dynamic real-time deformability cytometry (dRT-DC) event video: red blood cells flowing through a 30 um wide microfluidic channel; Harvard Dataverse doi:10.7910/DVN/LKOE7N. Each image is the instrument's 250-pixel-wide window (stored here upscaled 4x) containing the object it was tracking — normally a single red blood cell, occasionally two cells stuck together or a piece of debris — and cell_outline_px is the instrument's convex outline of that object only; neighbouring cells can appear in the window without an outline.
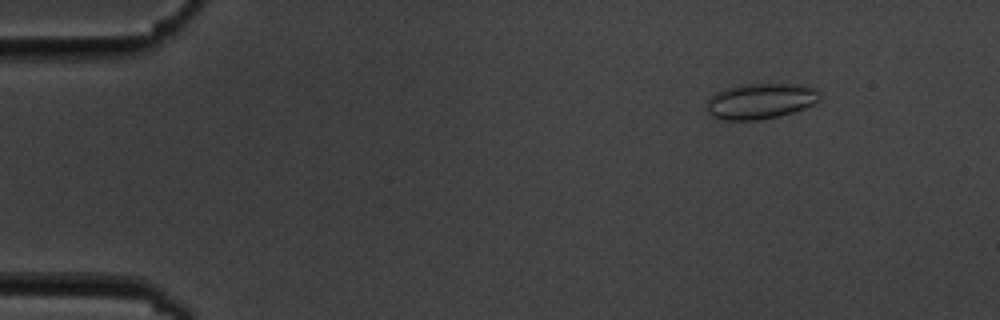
{"species": "common noctule bat (a hibernating species)", "species_latin": "Nyctalus noctula", "temperature_condition": "cold", "stored_images_in_passage": 5, "camera_frame_rate_fps": 3000, "um_per_image_px": 0.085, "animal": {"sex": "male", "body_mass_g": 19.5, "forearm_length_mm": 54.6}, "frame": {"image": 1, "passage_image": 2, "time_ms": 1.0, "image_size_px": [1000, 320], "cell_outline_px": [[820, 100], [804, 108], [780, 116], [756, 120], [724, 120], [712, 116], [708, 112], [708, 100], [716, 92], [728, 88], [744, 84], [800, 84], [816, 88], [820, 92]], "centroid_in_image_um": [64.68, 8.59], "position_along_channel_um": 20.3, "area_um2": 23.35}}
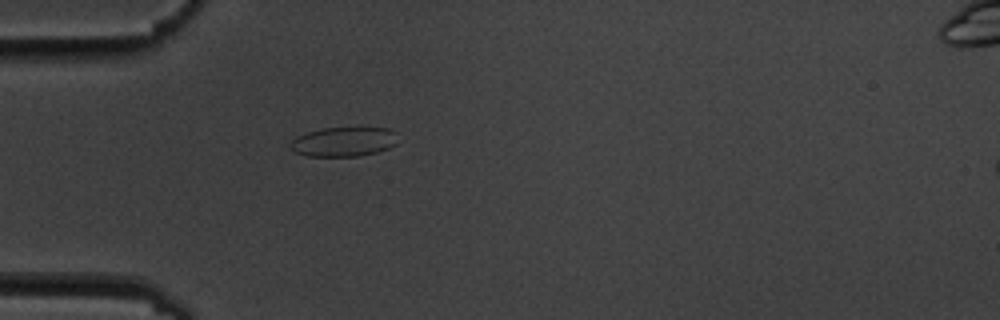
{"frame": {"image": 2, "passage_image": 5, "time_ms": 4.333, "image_size_px": [1000, 320], "cell_outline_px": [[396, 144], [388, 148], [376, 152], [360, 156], [308, 156], [296, 152], [288, 144], [296, 136], [308, 132], [324, 128], [392, 128], [396, 132]], "centroid_in_image_um": [29.23, 12.04], "position_along_channel_um": 55.8, "area_um2": 18.38}}